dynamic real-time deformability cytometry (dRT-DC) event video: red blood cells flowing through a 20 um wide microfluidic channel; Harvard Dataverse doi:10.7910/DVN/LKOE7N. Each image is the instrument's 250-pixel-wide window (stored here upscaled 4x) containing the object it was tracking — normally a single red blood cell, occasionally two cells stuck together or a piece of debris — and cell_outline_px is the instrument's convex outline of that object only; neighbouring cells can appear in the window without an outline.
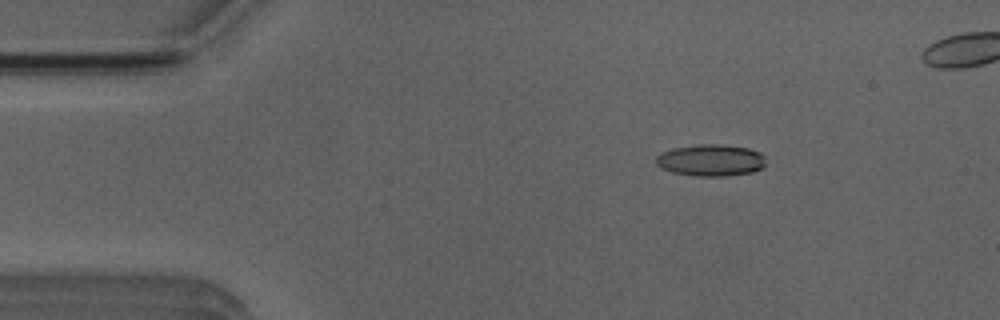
{"species": "Egyptian fruit bat (a non-hibernating species)", "species_latin": "Rousettus aegyptiacus", "temperature_condition": "room temperature", "stored_images_in_passage": 5, "camera_frame_rate_fps": 3000, "um_per_image_px": 0.085, "animal": {"sex": "male"}, "frame": {"image": 1, "passage_image": 2, "time_ms": 1.333, "image_size_px": [1000, 320], "cell_outline_px": [[764, 168], [752, 172], [724, 176], [696, 176], [672, 172], [660, 168], [656, 164], [656, 156], [660, 152], [672, 148], [700, 144], [716, 144], [748, 148], [760, 152], [764, 156]], "centroid_in_image_um": [60.39, 13.62], "position_along_channel_um": 24.6, "area_um2": 20.4}}